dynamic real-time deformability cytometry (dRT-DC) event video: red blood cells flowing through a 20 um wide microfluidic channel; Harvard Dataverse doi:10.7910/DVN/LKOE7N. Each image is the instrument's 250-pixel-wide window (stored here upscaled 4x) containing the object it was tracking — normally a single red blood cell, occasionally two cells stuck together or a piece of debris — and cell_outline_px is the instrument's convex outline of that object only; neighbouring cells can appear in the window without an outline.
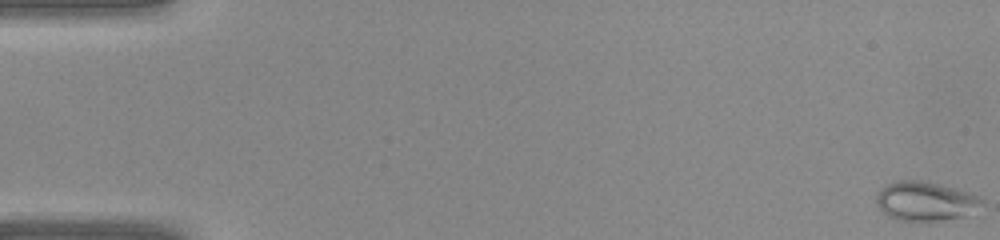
{"species": "common noctule bat (a hibernating species)", "species_latin": "Nyctalus noctula", "temperature_condition": "warm", "stored_images_in_passage": 42, "camera_frame_rate_fps": 3000, "um_per_image_px": 0.085, "animal": {"sex": "female", "body_mass_g": 22.0, "forearm_length_mm": 56.7}, "frame": {"image": 1, "passage_image": 1, "time_ms": 0.0, "image_size_px": [1000, 240], "cell_outline_px": [[984, 200], [964, 216], [936, 224], [920, 224], [896, 220], [888, 216], [876, 204], [876, 196], [880, 188], [892, 180], [924, 180], [972, 192], [980, 196]], "centroid_in_image_um": [78.62, 17.14], "position_along_channel_um": 6.4, "area_um2": 25.2}}
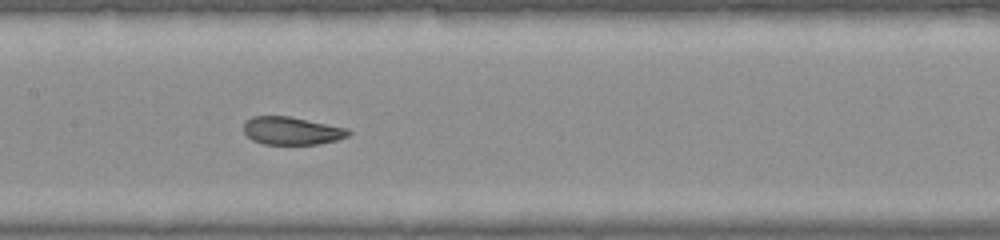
{"frame": {"image": 2, "passage_image": 21, "time_ms": 6.667, "image_size_px": [1000, 240], "cell_outline_px": [[352, 132], [348, 136], [336, 140], [320, 144], [264, 144], [252, 140], [244, 132], [244, 124], [252, 116], [288, 116], [348, 128]], "centroid_in_image_um": [24.82, 11.12], "position_along_channel_um": 182.6, "area_um2": 16.94}}
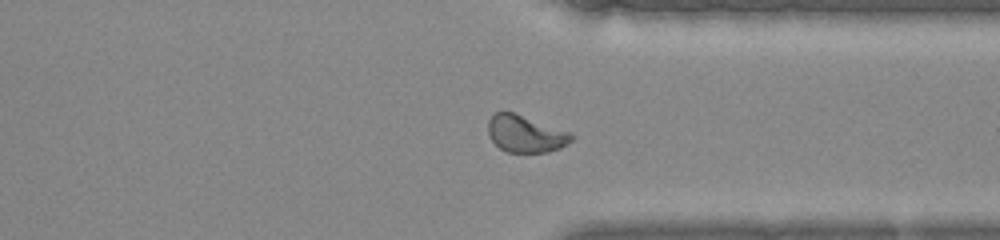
{"frame": {"image": 3, "passage_image": 32, "time_ms": 10.333, "image_size_px": [1000, 240], "cell_outline_px": [[576, 136], [568, 144], [560, 148], [548, 152], [508, 152], [500, 148], [488, 136], [488, 120], [496, 112], [512, 112], [568, 132]], "centroid_in_image_um": [44.65, 11.39], "position_along_channel_um": 366.7, "area_um2": 17.69}}